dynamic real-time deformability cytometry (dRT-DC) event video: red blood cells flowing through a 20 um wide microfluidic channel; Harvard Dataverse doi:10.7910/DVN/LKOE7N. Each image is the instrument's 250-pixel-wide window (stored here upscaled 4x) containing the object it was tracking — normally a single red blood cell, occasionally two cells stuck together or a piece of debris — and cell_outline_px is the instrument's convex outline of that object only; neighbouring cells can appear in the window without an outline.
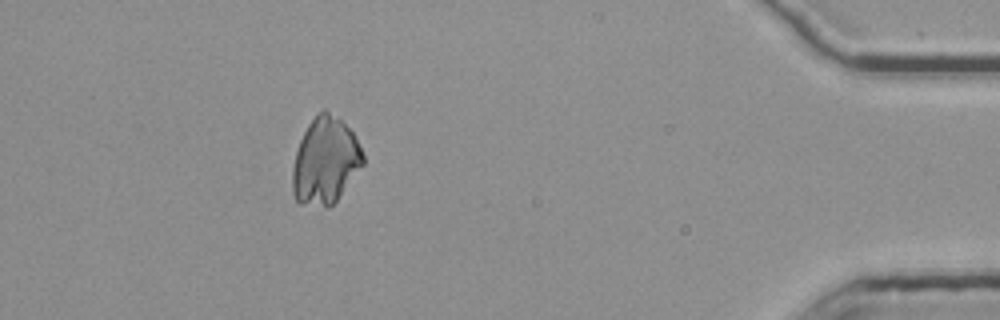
{"species": "common noctule bat (a hibernating species)", "species_latin": "Nyctalus noctula", "temperature_condition": "room temperature", "stored_images_in_passage": 53, "camera_frame_rate_fps": 3000, "um_per_image_px": 0.085, "animal": {"sex": "female", "body_mass_g": 25.1}, "frame": {"image": 1, "passage_image": 48, "time_ms": 15.667, "image_size_px": [1000, 320], "cell_outline_px": [[364, 164], [336, 200], [328, 208], [300, 204], [296, 200], [292, 192], [292, 168], [296, 152], [300, 140], [308, 124], [316, 112], [324, 108], [340, 120], [352, 132], [364, 156]], "centroid_in_image_um": [27.62, 13.69], "position_along_channel_um": 407.6, "area_um2": 35.55}}